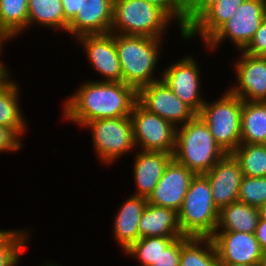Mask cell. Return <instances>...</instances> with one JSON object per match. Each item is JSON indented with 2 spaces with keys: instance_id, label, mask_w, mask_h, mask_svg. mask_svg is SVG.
I'll list each match as a JSON object with an SVG mask.
<instances>
[{
  "instance_id": "8fae6325",
  "label": "cell",
  "mask_w": 266,
  "mask_h": 266,
  "mask_svg": "<svg viewBox=\"0 0 266 266\" xmlns=\"http://www.w3.org/2000/svg\"><path fill=\"white\" fill-rule=\"evenodd\" d=\"M137 102L147 111L164 118L176 128L197 115L162 79L141 87L137 91Z\"/></svg>"
},
{
  "instance_id": "bcb514c9",
  "label": "cell",
  "mask_w": 266,
  "mask_h": 266,
  "mask_svg": "<svg viewBox=\"0 0 266 266\" xmlns=\"http://www.w3.org/2000/svg\"><path fill=\"white\" fill-rule=\"evenodd\" d=\"M260 265L261 266H266V254H264V257H263Z\"/></svg>"
},
{
  "instance_id": "ee69618b",
  "label": "cell",
  "mask_w": 266,
  "mask_h": 266,
  "mask_svg": "<svg viewBox=\"0 0 266 266\" xmlns=\"http://www.w3.org/2000/svg\"><path fill=\"white\" fill-rule=\"evenodd\" d=\"M41 266H61L60 264H58V263H51V262H44V264L42 265L41 264Z\"/></svg>"
},
{
  "instance_id": "83f0119b",
  "label": "cell",
  "mask_w": 266,
  "mask_h": 266,
  "mask_svg": "<svg viewBox=\"0 0 266 266\" xmlns=\"http://www.w3.org/2000/svg\"><path fill=\"white\" fill-rule=\"evenodd\" d=\"M32 231L22 229H0V266H18L23 251L28 246ZM26 245V246H25Z\"/></svg>"
},
{
  "instance_id": "e575fe53",
  "label": "cell",
  "mask_w": 266,
  "mask_h": 266,
  "mask_svg": "<svg viewBox=\"0 0 266 266\" xmlns=\"http://www.w3.org/2000/svg\"><path fill=\"white\" fill-rule=\"evenodd\" d=\"M243 51L255 56H261L266 51V19L262 21L252 41Z\"/></svg>"
},
{
  "instance_id": "60d3db41",
  "label": "cell",
  "mask_w": 266,
  "mask_h": 266,
  "mask_svg": "<svg viewBox=\"0 0 266 266\" xmlns=\"http://www.w3.org/2000/svg\"><path fill=\"white\" fill-rule=\"evenodd\" d=\"M9 40H11L9 35L0 27V49H3L5 43L9 42Z\"/></svg>"
},
{
  "instance_id": "e0dca14e",
  "label": "cell",
  "mask_w": 266,
  "mask_h": 266,
  "mask_svg": "<svg viewBox=\"0 0 266 266\" xmlns=\"http://www.w3.org/2000/svg\"><path fill=\"white\" fill-rule=\"evenodd\" d=\"M114 0H80V10L67 27L71 38L110 33ZM70 33V34H69Z\"/></svg>"
},
{
  "instance_id": "9c48e42d",
  "label": "cell",
  "mask_w": 266,
  "mask_h": 266,
  "mask_svg": "<svg viewBox=\"0 0 266 266\" xmlns=\"http://www.w3.org/2000/svg\"><path fill=\"white\" fill-rule=\"evenodd\" d=\"M136 149L174 153L177 128L136 102L130 115ZM138 147V148H137Z\"/></svg>"
},
{
  "instance_id": "836d02e7",
  "label": "cell",
  "mask_w": 266,
  "mask_h": 266,
  "mask_svg": "<svg viewBox=\"0 0 266 266\" xmlns=\"http://www.w3.org/2000/svg\"><path fill=\"white\" fill-rule=\"evenodd\" d=\"M21 138L15 130L0 125V153L17 152L22 149Z\"/></svg>"
},
{
  "instance_id": "d4e9b609",
  "label": "cell",
  "mask_w": 266,
  "mask_h": 266,
  "mask_svg": "<svg viewBox=\"0 0 266 266\" xmlns=\"http://www.w3.org/2000/svg\"><path fill=\"white\" fill-rule=\"evenodd\" d=\"M32 25L67 33L69 22L65 19L61 0H28L27 29Z\"/></svg>"
},
{
  "instance_id": "f1b7e54d",
  "label": "cell",
  "mask_w": 266,
  "mask_h": 266,
  "mask_svg": "<svg viewBox=\"0 0 266 266\" xmlns=\"http://www.w3.org/2000/svg\"><path fill=\"white\" fill-rule=\"evenodd\" d=\"M231 155L244 176L266 177V144H240Z\"/></svg>"
},
{
  "instance_id": "3957f363",
  "label": "cell",
  "mask_w": 266,
  "mask_h": 266,
  "mask_svg": "<svg viewBox=\"0 0 266 266\" xmlns=\"http://www.w3.org/2000/svg\"><path fill=\"white\" fill-rule=\"evenodd\" d=\"M225 155L198 115L177 128L173 159L195 175L207 173Z\"/></svg>"
},
{
  "instance_id": "52a82bcc",
  "label": "cell",
  "mask_w": 266,
  "mask_h": 266,
  "mask_svg": "<svg viewBox=\"0 0 266 266\" xmlns=\"http://www.w3.org/2000/svg\"><path fill=\"white\" fill-rule=\"evenodd\" d=\"M83 128L91 132L95 155L104 166L136 150L130 116L97 119L86 123Z\"/></svg>"
},
{
  "instance_id": "5b68a950",
  "label": "cell",
  "mask_w": 266,
  "mask_h": 266,
  "mask_svg": "<svg viewBox=\"0 0 266 266\" xmlns=\"http://www.w3.org/2000/svg\"><path fill=\"white\" fill-rule=\"evenodd\" d=\"M218 214L208 179L203 174L195 175L178 211L182 234L210 238L216 231Z\"/></svg>"
},
{
  "instance_id": "f35d334b",
  "label": "cell",
  "mask_w": 266,
  "mask_h": 266,
  "mask_svg": "<svg viewBox=\"0 0 266 266\" xmlns=\"http://www.w3.org/2000/svg\"><path fill=\"white\" fill-rule=\"evenodd\" d=\"M3 50L4 49H0V56H2L1 54L3 53ZM9 70V67L5 66L4 62H2V59H0V86L12 79V74L10 73L11 70Z\"/></svg>"
},
{
  "instance_id": "cb8c5ba5",
  "label": "cell",
  "mask_w": 266,
  "mask_h": 266,
  "mask_svg": "<svg viewBox=\"0 0 266 266\" xmlns=\"http://www.w3.org/2000/svg\"><path fill=\"white\" fill-rule=\"evenodd\" d=\"M240 144H266V101H242Z\"/></svg>"
},
{
  "instance_id": "30bf717a",
  "label": "cell",
  "mask_w": 266,
  "mask_h": 266,
  "mask_svg": "<svg viewBox=\"0 0 266 266\" xmlns=\"http://www.w3.org/2000/svg\"><path fill=\"white\" fill-rule=\"evenodd\" d=\"M193 55H185L162 69L161 79L174 94L196 114L205 103L201 90V70ZM201 91V92H200Z\"/></svg>"
},
{
  "instance_id": "484cf974",
  "label": "cell",
  "mask_w": 266,
  "mask_h": 266,
  "mask_svg": "<svg viewBox=\"0 0 266 266\" xmlns=\"http://www.w3.org/2000/svg\"><path fill=\"white\" fill-rule=\"evenodd\" d=\"M179 266H219L218 255L212 239L181 236Z\"/></svg>"
},
{
  "instance_id": "603a6c76",
  "label": "cell",
  "mask_w": 266,
  "mask_h": 266,
  "mask_svg": "<svg viewBox=\"0 0 266 266\" xmlns=\"http://www.w3.org/2000/svg\"><path fill=\"white\" fill-rule=\"evenodd\" d=\"M20 86L14 79L0 86V125L15 130L23 137L22 135L26 134L28 122L20 107Z\"/></svg>"
},
{
  "instance_id": "d590c367",
  "label": "cell",
  "mask_w": 266,
  "mask_h": 266,
  "mask_svg": "<svg viewBox=\"0 0 266 266\" xmlns=\"http://www.w3.org/2000/svg\"><path fill=\"white\" fill-rule=\"evenodd\" d=\"M220 0H199L186 13V31L215 3Z\"/></svg>"
},
{
  "instance_id": "ab89813d",
  "label": "cell",
  "mask_w": 266,
  "mask_h": 266,
  "mask_svg": "<svg viewBox=\"0 0 266 266\" xmlns=\"http://www.w3.org/2000/svg\"><path fill=\"white\" fill-rule=\"evenodd\" d=\"M199 0H176L177 4L187 13Z\"/></svg>"
},
{
  "instance_id": "1f68e13d",
  "label": "cell",
  "mask_w": 266,
  "mask_h": 266,
  "mask_svg": "<svg viewBox=\"0 0 266 266\" xmlns=\"http://www.w3.org/2000/svg\"><path fill=\"white\" fill-rule=\"evenodd\" d=\"M162 9L174 23H177L180 37L185 39L186 32V12L177 4L176 0H146Z\"/></svg>"
},
{
  "instance_id": "6da1fadb",
  "label": "cell",
  "mask_w": 266,
  "mask_h": 266,
  "mask_svg": "<svg viewBox=\"0 0 266 266\" xmlns=\"http://www.w3.org/2000/svg\"><path fill=\"white\" fill-rule=\"evenodd\" d=\"M74 91L64 100L62 117L81 127L97 119L130 116L137 102V91L123 82L84 81Z\"/></svg>"
},
{
  "instance_id": "7dc6e473",
  "label": "cell",
  "mask_w": 266,
  "mask_h": 266,
  "mask_svg": "<svg viewBox=\"0 0 266 266\" xmlns=\"http://www.w3.org/2000/svg\"><path fill=\"white\" fill-rule=\"evenodd\" d=\"M261 57L266 58V51L261 55Z\"/></svg>"
},
{
  "instance_id": "277c9868",
  "label": "cell",
  "mask_w": 266,
  "mask_h": 266,
  "mask_svg": "<svg viewBox=\"0 0 266 266\" xmlns=\"http://www.w3.org/2000/svg\"><path fill=\"white\" fill-rule=\"evenodd\" d=\"M173 20L146 0H114L110 33L164 39Z\"/></svg>"
},
{
  "instance_id": "7bdbcfd3",
  "label": "cell",
  "mask_w": 266,
  "mask_h": 266,
  "mask_svg": "<svg viewBox=\"0 0 266 266\" xmlns=\"http://www.w3.org/2000/svg\"><path fill=\"white\" fill-rule=\"evenodd\" d=\"M219 266H261L258 265H246V264H239V263H219Z\"/></svg>"
},
{
  "instance_id": "7c38bea8",
  "label": "cell",
  "mask_w": 266,
  "mask_h": 266,
  "mask_svg": "<svg viewBox=\"0 0 266 266\" xmlns=\"http://www.w3.org/2000/svg\"><path fill=\"white\" fill-rule=\"evenodd\" d=\"M237 52L232 68L237 81L228 90L243 101H266V58Z\"/></svg>"
},
{
  "instance_id": "d6986e66",
  "label": "cell",
  "mask_w": 266,
  "mask_h": 266,
  "mask_svg": "<svg viewBox=\"0 0 266 266\" xmlns=\"http://www.w3.org/2000/svg\"><path fill=\"white\" fill-rule=\"evenodd\" d=\"M147 198L130 195L118 208L113 218L112 235L121 251H126L139 239V221L147 206Z\"/></svg>"
},
{
  "instance_id": "b9f144b4",
  "label": "cell",
  "mask_w": 266,
  "mask_h": 266,
  "mask_svg": "<svg viewBox=\"0 0 266 266\" xmlns=\"http://www.w3.org/2000/svg\"><path fill=\"white\" fill-rule=\"evenodd\" d=\"M258 209H259L260 218L266 220V202L263 205H261Z\"/></svg>"
},
{
  "instance_id": "ffe728a7",
  "label": "cell",
  "mask_w": 266,
  "mask_h": 266,
  "mask_svg": "<svg viewBox=\"0 0 266 266\" xmlns=\"http://www.w3.org/2000/svg\"><path fill=\"white\" fill-rule=\"evenodd\" d=\"M139 239L144 237H180L184 236L179 227L178 213L170 208L147 206L139 221Z\"/></svg>"
},
{
  "instance_id": "4316f807",
  "label": "cell",
  "mask_w": 266,
  "mask_h": 266,
  "mask_svg": "<svg viewBox=\"0 0 266 266\" xmlns=\"http://www.w3.org/2000/svg\"><path fill=\"white\" fill-rule=\"evenodd\" d=\"M28 0H0V27L11 39L27 30Z\"/></svg>"
},
{
  "instance_id": "74e56055",
  "label": "cell",
  "mask_w": 266,
  "mask_h": 266,
  "mask_svg": "<svg viewBox=\"0 0 266 266\" xmlns=\"http://www.w3.org/2000/svg\"><path fill=\"white\" fill-rule=\"evenodd\" d=\"M261 250L266 254V220L260 218L254 232Z\"/></svg>"
},
{
  "instance_id": "7a4b0ae2",
  "label": "cell",
  "mask_w": 266,
  "mask_h": 266,
  "mask_svg": "<svg viewBox=\"0 0 266 266\" xmlns=\"http://www.w3.org/2000/svg\"><path fill=\"white\" fill-rule=\"evenodd\" d=\"M114 39L123 83L138 91L143 86L161 80L162 71H159V77L154 72L161 59L164 39L115 33Z\"/></svg>"
},
{
  "instance_id": "f6af8a7d",
  "label": "cell",
  "mask_w": 266,
  "mask_h": 266,
  "mask_svg": "<svg viewBox=\"0 0 266 266\" xmlns=\"http://www.w3.org/2000/svg\"><path fill=\"white\" fill-rule=\"evenodd\" d=\"M264 18L266 19V0H263Z\"/></svg>"
},
{
  "instance_id": "4dcf8cb0",
  "label": "cell",
  "mask_w": 266,
  "mask_h": 266,
  "mask_svg": "<svg viewBox=\"0 0 266 266\" xmlns=\"http://www.w3.org/2000/svg\"><path fill=\"white\" fill-rule=\"evenodd\" d=\"M237 201L255 208L263 205L266 202V177L243 176Z\"/></svg>"
},
{
  "instance_id": "f546056e",
  "label": "cell",
  "mask_w": 266,
  "mask_h": 266,
  "mask_svg": "<svg viewBox=\"0 0 266 266\" xmlns=\"http://www.w3.org/2000/svg\"><path fill=\"white\" fill-rule=\"evenodd\" d=\"M178 237H144L138 239L123 253L137 259L141 266H151L160 253Z\"/></svg>"
},
{
  "instance_id": "8d00e7d4",
  "label": "cell",
  "mask_w": 266,
  "mask_h": 266,
  "mask_svg": "<svg viewBox=\"0 0 266 266\" xmlns=\"http://www.w3.org/2000/svg\"><path fill=\"white\" fill-rule=\"evenodd\" d=\"M65 19L70 23L80 10V0H61Z\"/></svg>"
},
{
  "instance_id": "8992f818",
  "label": "cell",
  "mask_w": 266,
  "mask_h": 266,
  "mask_svg": "<svg viewBox=\"0 0 266 266\" xmlns=\"http://www.w3.org/2000/svg\"><path fill=\"white\" fill-rule=\"evenodd\" d=\"M242 101L227 89L214 102L205 100L197 114L226 154L240 145Z\"/></svg>"
},
{
  "instance_id": "4fadbf2b",
  "label": "cell",
  "mask_w": 266,
  "mask_h": 266,
  "mask_svg": "<svg viewBox=\"0 0 266 266\" xmlns=\"http://www.w3.org/2000/svg\"><path fill=\"white\" fill-rule=\"evenodd\" d=\"M73 40L83 47L90 66L104 77L97 81L122 82L114 33L83 35Z\"/></svg>"
},
{
  "instance_id": "9a60e30c",
  "label": "cell",
  "mask_w": 266,
  "mask_h": 266,
  "mask_svg": "<svg viewBox=\"0 0 266 266\" xmlns=\"http://www.w3.org/2000/svg\"><path fill=\"white\" fill-rule=\"evenodd\" d=\"M194 176L195 174L186 166L172 159L147 198V202L151 205L173 209L178 213Z\"/></svg>"
},
{
  "instance_id": "44dd1931",
  "label": "cell",
  "mask_w": 266,
  "mask_h": 266,
  "mask_svg": "<svg viewBox=\"0 0 266 266\" xmlns=\"http://www.w3.org/2000/svg\"><path fill=\"white\" fill-rule=\"evenodd\" d=\"M244 0H220L213 4L186 32V42L197 35L203 44L226 22ZM189 39V40H188Z\"/></svg>"
},
{
  "instance_id": "7402d4cb",
  "label": "cell",
  "mask_w": 266,
  "mask_h": 266,
  "mask_svg": "<svg viewBox=\"0 0 266 266\" xmlns=\"http://www.w3.org/2000/svg\"><path fill=\"white\" fill-rule=\"evenodd\" d=\"M260 219L259 209L239 201L219 210L216 231L254 233Z\"/></svg>"
},
{
  "instance_id": "d6a6232c",
  "label": "cell",
  "mask_w": 266,
  "mask_h": 266,
  "mask_svg": "<svg viewBox=\"0 0 266 266\" xmlns=\"http://www.w3.org/2000/svg\"><path fill=\"white\" fill-rule=\"evenodd\" d=\"M181 255V236L174 239L158 256L151 266H179Z\"/></svg>"
},
{
  "instance_id": "ba28073f",
  "label": "cell",
  "mask_w": 266,
  "mask_h": 266,
  "mask_svg": "<svg viewBox=\"0 0 266 266\" xmlns=\"http://www.w3.org/2000/svg\"><path fill=\"white\" fill-rule=\"evenodd\" d=\"M264 19L263 0H244L233 16L204 43V47L208 51H217L227 39L236 50L242 51L252 41Z\"/></svg>"
},
{
  "instance_id": "2e32d148",
  "label": "cell",
  "mask_w": 266,
  "mask_h": 266,
  "mask_svg": "<svg viewBox=\"0 0 266 266\" xmlns=\"http://www.w3.org/2000/svg\"><path fill=\"white\" fill-rule=\"evenodd\" d=\"M203 175L209 181L218 210L238 200L239 188L244 175L231 154H226Z\"/></svg>"
},
{
  "instance_id": "5bb4252c",
  "label": "cell",
  "mask_w": 266,
  "mask_h": 266,
  "mask_svg": "<svg viewBox=\"0 0 266 266\" xmlns=\"http://www.w3.org/2000/svg\"><path fill=\"white\" fill-rule=\"evenodd\" d=\"M219 263L258 265L264 257L254 233L215 231L210 237Z\"/></svg>"
},
{
  "instance_id": "ac0fdd59",
  "label": "cell",
  "mask_w": 266,
  "mask_h": 266,
  "mask_svg": "<svg viewBox=\"0 0 266 266\" xmlns=\"http://www.w3.org/2000/svg\"><path fill=\"white\" fill-rule=\"evenodd\" d=\"M133 163V177L136 191L132 195L148 198L169 162L173 159L172 153L162 151L136 150Z\"/></svg>"
}]
</instances>
